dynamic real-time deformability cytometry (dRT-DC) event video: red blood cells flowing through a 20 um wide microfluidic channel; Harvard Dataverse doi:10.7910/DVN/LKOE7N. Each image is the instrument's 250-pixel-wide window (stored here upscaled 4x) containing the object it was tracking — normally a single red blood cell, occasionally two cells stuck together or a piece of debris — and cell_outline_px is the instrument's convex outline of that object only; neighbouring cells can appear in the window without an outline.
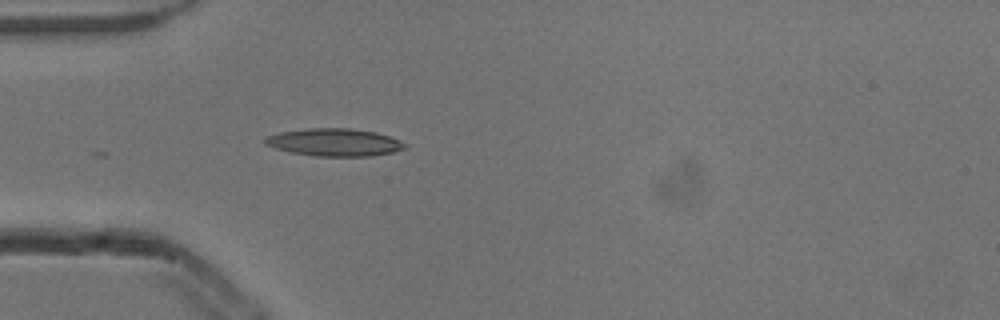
{"species": "common noctule bat (a hibernating species)", "species_latin": "Nyctalus noctula", "temperature_condition": "cold", "stored_images_in_passage": 12, "camera_frame_rate_fps": 3000, "um_per_image_px": 0.085, "animal": {"sex": "male", "body_mass_g": 13.3}, "frame": {"image": 1, "passage_image": 1, "time_ms": 0.0, "image_size_px": [1000, 320], "cell_outline_px": [[408, 148], [392, 152], [372, 156], [316, 156], [292, 152], [276, 148], [264, 144], [264, 140], [268, 136], [280, 132], [308, 128], [352, 128], [376, 132], [388, 136], [408, 144]], "centroid_in_image_um": [28.46, 12.09], "position_along_channel_um": 56.5, "area_um2": 22.43}}
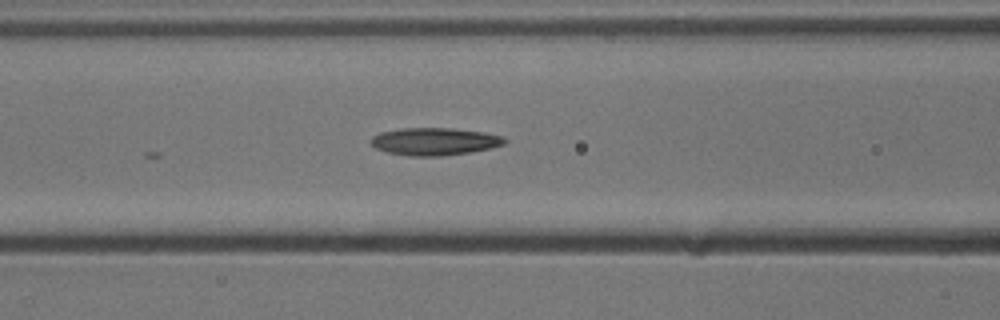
{"frame": {"image": 2, "passage_image": 7, "time_ms": 2.0, "image_size_px": [1000, 320], "cell_outline_px": [[508, 140], [504, 144], [492, 148], [472, 152], [440, 156], [408, 156], [388, 152], [376, 148], [368, 140], [372, 136], [380, 132], [400, 128], [452, 128], [484, 132], [500, 136]], "centroid_in_image_um": [36.92, 12.02], "position_along_channel_um": 129.7, "area_um2": 21.56}}
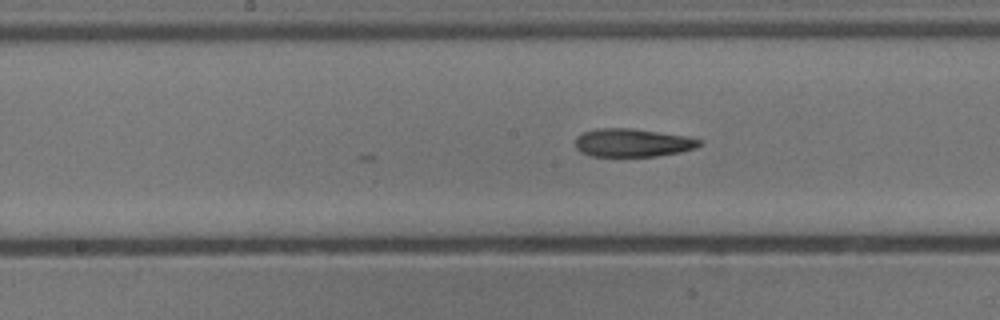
{"frame": {"image": 3, "passage_image": 12, "time_ms": 3.667, "image_size_px": [1000, 320], "cell_outline_px": [[700, 144], [696, 148], [680, 152], [656, 156], [592, 156], [580, 152], [576, 148], [576, 136], [584, 132], [596, 128], [632, 128], [688, 136], [700, 140]], "centroid_in_image_um": [53.75, 12.13], "position_along_channel_um": 194.5, "area_um2": 20.4}}